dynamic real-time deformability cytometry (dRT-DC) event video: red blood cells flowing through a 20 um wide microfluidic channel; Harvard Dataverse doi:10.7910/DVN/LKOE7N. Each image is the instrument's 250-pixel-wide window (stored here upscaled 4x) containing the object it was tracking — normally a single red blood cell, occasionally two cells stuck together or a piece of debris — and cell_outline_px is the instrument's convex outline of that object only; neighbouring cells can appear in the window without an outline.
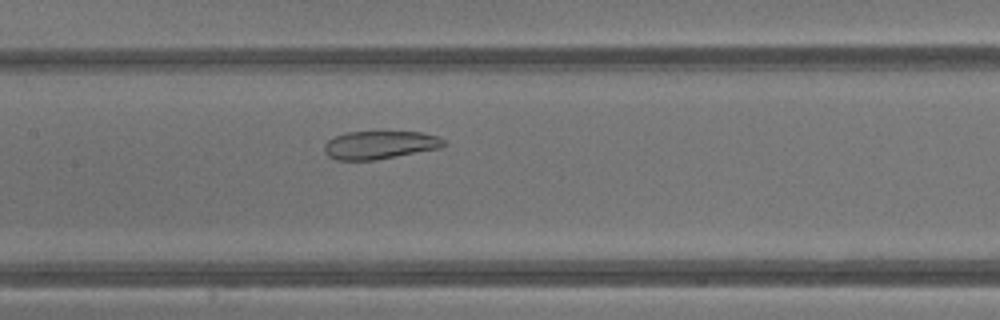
{"species": "common noctule bat (a hibernating species)", "species_latin": "Nyctalus noctula", "temperature_condition": "warm", "stored_images_in_passage": 40, "camera_frame_rate_fps": 3000, "um_per_image_px": 0.085, "animal": {"sex": "male", "body_mass_g": 13.3}, "frame": {"image": 1, "passage_image": 18, "time_ms": 5.667, "image_size_px": [1000, 320], "cell_outline_px": [[448, 144], [440, 148], [376, 160], [336, 160], [328, 156], [324, 152], [324, 144], [328, 140], [344, 132], [420, 132], [436, 136], [444, 140]], "centroid_in_image_um": [32.26, 12.32], "position_along_channel_um": 175.1, "area_um2": 19.59}}
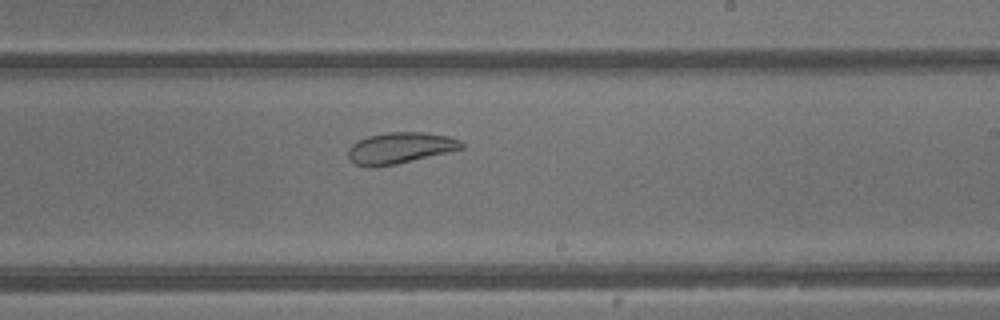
{"frame": {"image": 2, "passage_image": 23, "time_ms": 7.333, "image_size_px": [1000, 320], "cell_outline_px": [[464, 148], [448, 152], [396, 164], [376, 168], [368, 168], [356, 164], [348, 156], [348, 148], [352, 144], [368, 136], [388, 132], [424, 132], [448, 136], [460, 140], [464, 144]], "centroid_in_image_um": [34.0, 12.58], "position_along_channel_um": 255.0, "area_um2": 20.63}}
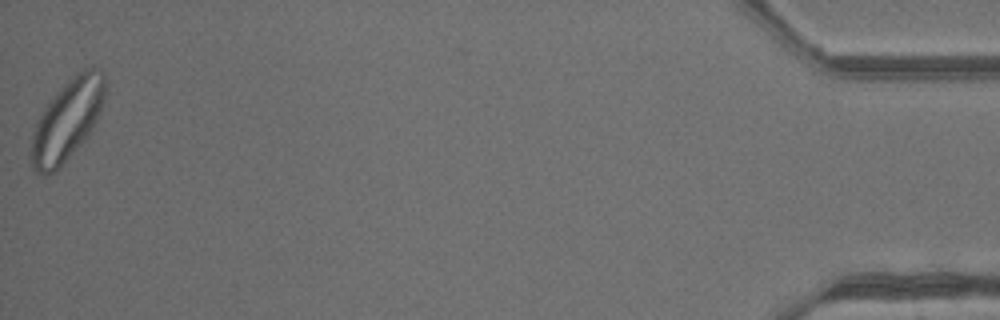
{"frame": {"image": 3, "passage_image": 40, "time_ms": 13.0, "image_size_px": [1000, 320], "cell_outline_px": [[104, 100], [96, 120], [88, 136], [56, 172], [44, 176], [36, 172], [32, 168], [28, 160], [28, 152], [32, 132], [36, 120], [44, 108], [56, 92], [76, 72], [92, 64], [104, 72]], "centroid_in_image_um": [5.66, 10.24], "position_along_channel_um": 429.5, "area_um2": 35.55}, "authors_computed_cell_mechanics": {"area_um2": 28.7555, "velocity_mm_per_s": 4.8165, "shape_relaxation_time_tau1_ms": null, "shape_relaxation_time_tau2_ms": 1.1728, "deformation_change_tau1": null, "deformation_change_tau2": 0.0811}}